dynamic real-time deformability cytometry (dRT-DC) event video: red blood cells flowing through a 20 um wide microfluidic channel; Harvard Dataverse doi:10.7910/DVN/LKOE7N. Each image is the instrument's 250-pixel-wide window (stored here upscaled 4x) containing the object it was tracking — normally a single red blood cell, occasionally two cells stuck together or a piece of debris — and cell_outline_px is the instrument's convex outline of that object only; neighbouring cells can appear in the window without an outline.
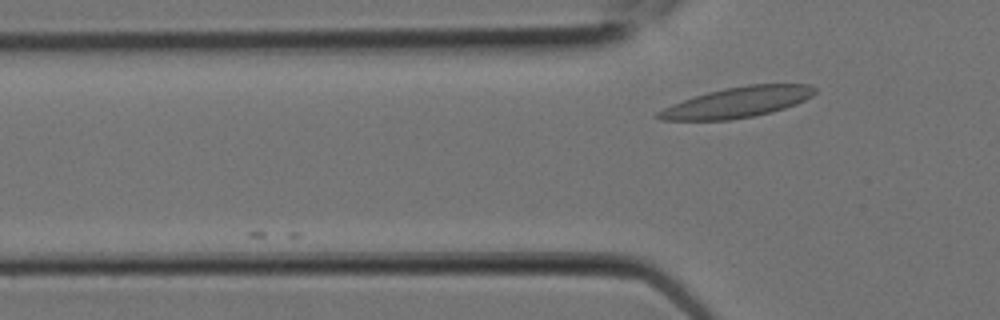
{"species": "Egyptian fruit bat (a non-hibernating species)", "species_latin": "Rousettus aegyptiacus", "temperature_condition": "room temperature", "stored_images_in_passage": 3, "camera_frame_rate_fps": 3000, "um_per_image_px": 0.085, "animal": {"sex": "female"}, "frame": {"image": 1, "passage_image": 3, "time_ms": 0.667, "image_size_px": [1000, 320], "cell_outline_px": [[816, 92], [812, 96], [796, 104], [772, 112], [756, 116], [728, 120], [660, 120], [652, 116], [656, 112], [672, 104], [708, 92], [724, 88], [748, 84], [808, 84], [816, 88]], "centroid_in_image_um": [62.67, 8.7], "position_along_channel_um": 63.1, "area_um2": 27.86}}